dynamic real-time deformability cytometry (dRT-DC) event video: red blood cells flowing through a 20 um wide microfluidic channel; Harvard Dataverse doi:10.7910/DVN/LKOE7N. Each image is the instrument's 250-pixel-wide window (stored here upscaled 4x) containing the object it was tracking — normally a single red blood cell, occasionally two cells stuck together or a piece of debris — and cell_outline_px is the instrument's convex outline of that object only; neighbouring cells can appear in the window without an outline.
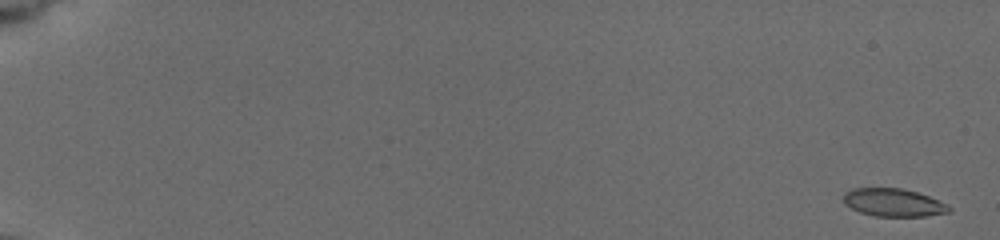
{"species": "common noctule bat (a hibernating species)", "species_latin": "Nyctalus noctula", "temperature_condition": "cold", "stored_images_in_passage": 30, "camera_frame_rate_fps": 3000, "um_per_image_px": 0.085, "animal": {"sex": "female", "body_mass_g": 19.5, "forearm_length_mm": 54.1}, "frame": {"image": 1, "passage_image": 1, "time_ms": 0.0, "image_size_px": [1000, 240], "cell_outline_px": [[952, 212], [924, 216], [876, 216], [860, 212], [844, 204], [844, 192], [852, 188], [900, 188], [916, 192], [928, 196], [948, 204], [952, 208]], "centroid_in_image_um": [75.96, 17.22], "position_along_channel_um": 9.0, "area_um2": 17.17}}
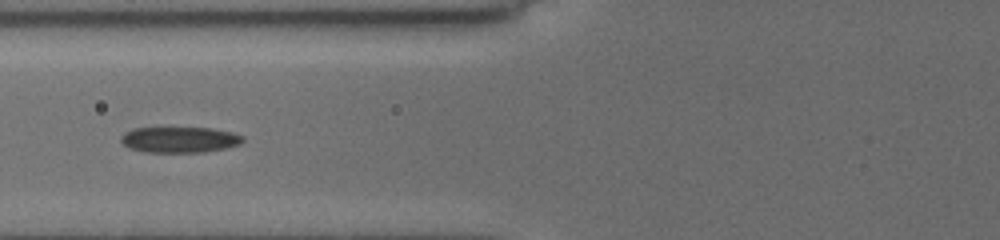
{"frame": {"image": 2, "passage_image": 23, "time_ms": 8.0, "image_size_px": [1000, 240], "cell_outline_px": [[244, 140], [240, 144], [224, 148], [204, 152], [144, 152], [128, 148], [120, 140], [120, 136], [124, 132], [132, 128], [212, 128], [232, 132], [244, 136]], "centroid_in_image_um": [15.24, 11.87], "position_along_channel_um": 110.6, "area_um2": 18.44}}
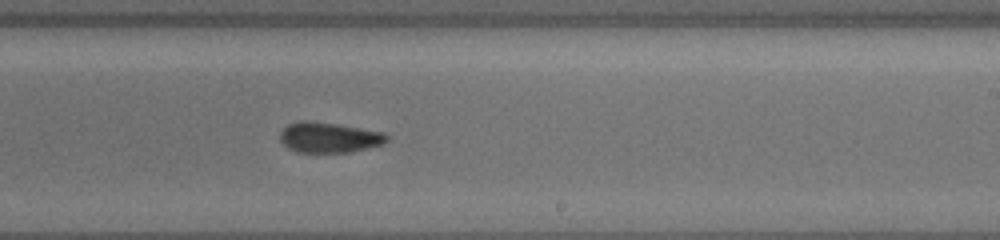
{"frame": {"image": 3, "passage_image": 30, "time_ms": 12.0, "image_size_px": [1000, 240], "cell_outline_px": [[388, 140], [384, 144], [368, 148], [348, 152], [296, 152], [288, 148], [280, 140], [280, 132], [288, 124], [300, 120], [308, 120], [336, 124], [384, 132], [388, 136]], "centroid_in_image_um": [27.96, 11.68], "position_along_channel_um": 261.0, "area_um2": 18.9}}